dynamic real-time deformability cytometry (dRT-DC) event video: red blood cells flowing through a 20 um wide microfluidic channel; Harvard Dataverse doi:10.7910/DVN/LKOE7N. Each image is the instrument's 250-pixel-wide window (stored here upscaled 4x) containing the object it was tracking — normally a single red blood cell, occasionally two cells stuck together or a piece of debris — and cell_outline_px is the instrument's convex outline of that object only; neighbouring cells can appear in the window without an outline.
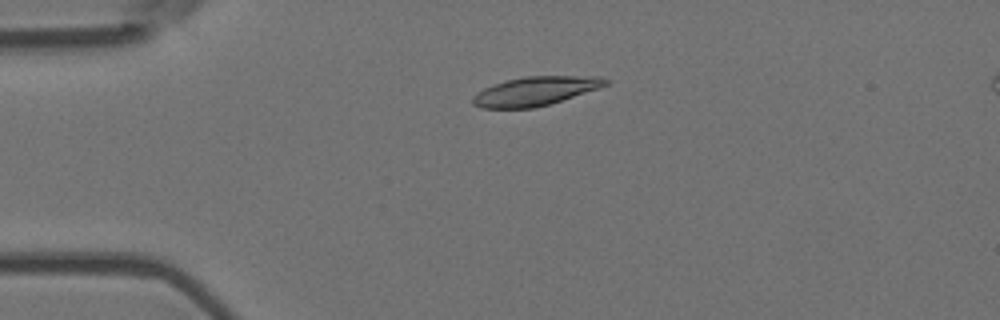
{"species": "Egyptian fruit bat (a non-hibernating species)", "species_latin": "Rousettus aegyptiacus", "temperature_condition": "room temperature", "stored_images_in_passage": 4, "camera_frame_rate_fps": 3000, "um_per_image_px": 0.085, "animal": {"sex": "female"}, "frame": {"image": 1, "passage_image": 2, "time_ms": 0.333, "image_size_px": [1000, 320], "cell_outline_px": [[608, 84], [600, 88], [548, 104], [532, 108], [480, 108], [472, 104], [472, 96], [484, 88], [492, 84], [504, 80], [528, 76], [600, 76], [608, 80]], "centroid_in_image_um": [45.47, 7.74], "position_along_channel_um": 39.5, "area_um2": 22.37}}
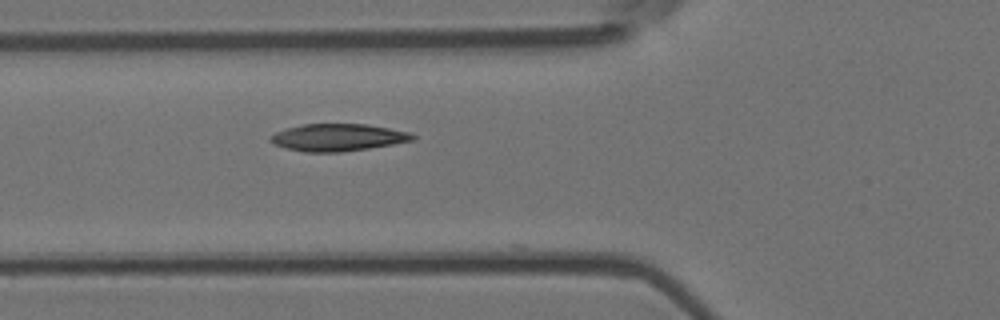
{"frame": {"image": 2, "passage_image": 4, "time_ms": 1.0, "image_size_px": [1000, 320], "cell_outline_px": [[416, 136], [412, 140], [392, 144], [368, 148], [340, 152], [304, 152], [288, 148], [276, 144], [268, 140], [276, 132], [288, 128], [304, 124], [364, 124], [388, 128], [408, 132]], "centroid_in_image_um": [28.71, 11.68], "position_along_channel_um": 97.1, "area_um2": 22.08}}